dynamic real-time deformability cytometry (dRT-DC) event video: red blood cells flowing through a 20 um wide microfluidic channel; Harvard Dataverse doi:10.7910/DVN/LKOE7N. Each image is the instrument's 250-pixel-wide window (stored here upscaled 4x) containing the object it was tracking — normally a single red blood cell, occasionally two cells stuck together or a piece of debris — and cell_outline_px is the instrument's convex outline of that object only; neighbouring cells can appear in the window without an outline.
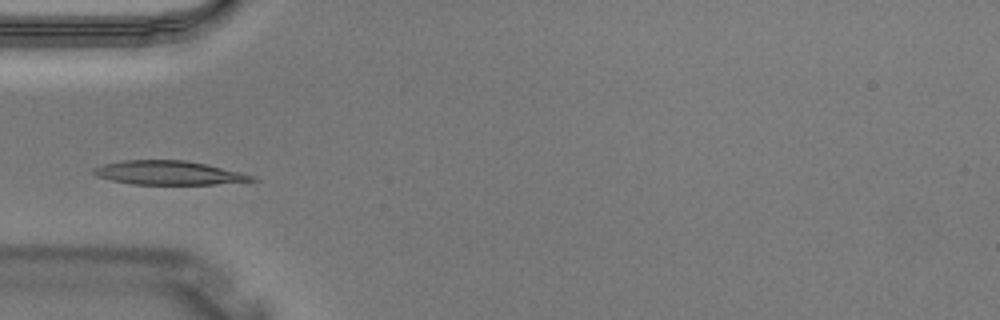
{"species": "Egyptian fruit bat (a non-hibernating species)", "species_latin": "Rousettus aegyptiacus", "temperature_condition": "warm", "stored_images_in_passage": 4, "camera_frame_rate_fps": 3000, "um_per_image_px": 0.085, "animal": {"sex": "male"}, "frame": {"image": 1, "passage_image": 4, "time_ms": 1.0, "image_size_px": [1000, 320], "cell_outline_px": [[260, 180], [216, 184], [132, 184], [112, 180], [96, 176], [92, 172], [92, 168], [104, 164], [120, 160], [184, 160], [204, 164], [240, 172], [256, 176]], "centroid_in_image_um": [14.32, 14.69], "position_along_channel_um": 70.7, "area_um2": 21.96}}